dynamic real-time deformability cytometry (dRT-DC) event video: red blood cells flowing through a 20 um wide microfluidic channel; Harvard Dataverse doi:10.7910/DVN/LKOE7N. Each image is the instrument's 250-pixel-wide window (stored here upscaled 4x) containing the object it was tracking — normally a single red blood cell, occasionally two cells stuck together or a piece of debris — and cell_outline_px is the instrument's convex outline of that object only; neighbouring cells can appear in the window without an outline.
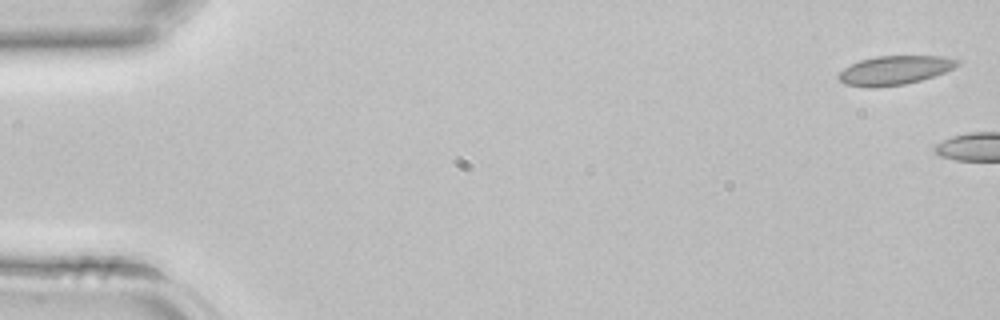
{"species": "common noctule bat (a hibernating species)", "species_latin": "Nyctalus noctula", "temperature_condition": "room temperature", "stored_images_in_passage": 4, "camera_frame_rate_fps": 3000, "um_per_image_px": 0.085, "animal": {"sex": "female", "body_mass_g": 22.7, "forearm_length_mm": 54.2}, "frame": {"image": 1, "passage_image": 1, "time_ms": 0.0, "image_size_px": [1000, 320], "cell_outline_px": [[960, 64], [944, 72], [920, 80], [904, 84], [876, 88], [868, 88], [844, 84], [836, 80], [836, 76], [844, 68], [860, 60], [876, 56], [940, 56], [960, 60]], "centroid_in_image_um": [75.98, 5.98], "position_along_channel_um": 9.0, "area_um2": 20.11}}